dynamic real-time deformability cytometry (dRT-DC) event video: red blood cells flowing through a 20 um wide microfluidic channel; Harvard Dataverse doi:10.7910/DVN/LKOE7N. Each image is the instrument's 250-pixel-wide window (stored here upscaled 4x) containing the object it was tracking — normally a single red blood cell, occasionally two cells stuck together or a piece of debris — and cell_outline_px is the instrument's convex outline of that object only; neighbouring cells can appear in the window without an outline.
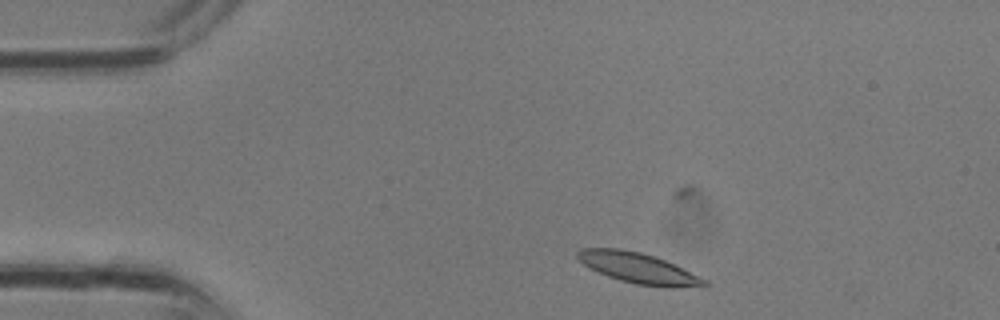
{"species": "common noctule bat (a hibernating species)", "species_latin": "Nyctalus noctula", "temperature_condition": "room temperature", "stored_images_in_passage": 28, "camera_frame_rate_fps": 3000, "um_per_image_px": 0.085, "animal": {"sex": "male", "body_mass_g": 13.3}, "frame": {"image": 1, "passage_image": 1, "time_ms": 0.0, "image_size_px": [1000, 320], "cell_outline_px": [[708, 288], [636, 284], [620, 280], [608, 276], [584, 264], [576, 256], [576, 252], [580, 248], [620, 248], [640, 252], [664, 260], [708, 280]], "centroid_in_image_um": [54.27, 22.78], "position_along_channel_um": 30.7, "area_um2": 22.08}}
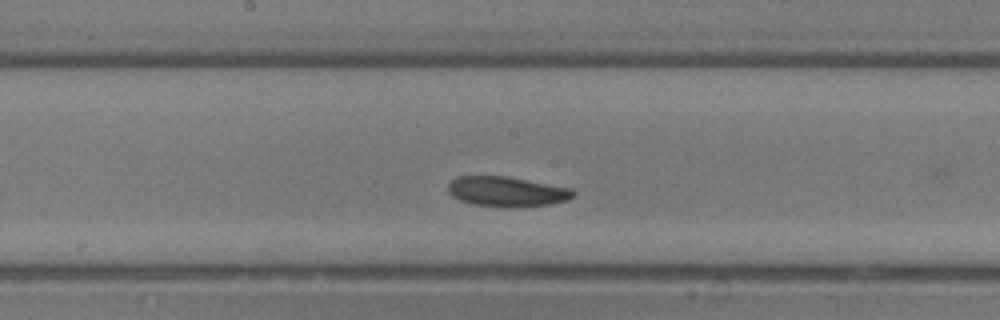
{"frame": {"image": 2, "passage_image": 12, "time_ms": 3.667, "image_size_px": [1000, 320], "cell_outline_px": [[576, 196], [568, 200], [548, 204], [516, 208], [508, 208], [472, 204], [460, 200], [452, 196], [448, 192], [448, 184], [452, 180], [460, 176], [508, 176], [572, 188], [576, 192]], "centroid_in_image_um": [43.11, 16.29], "position_along_channel_um": 205.1, "area_um2": 22.2}}
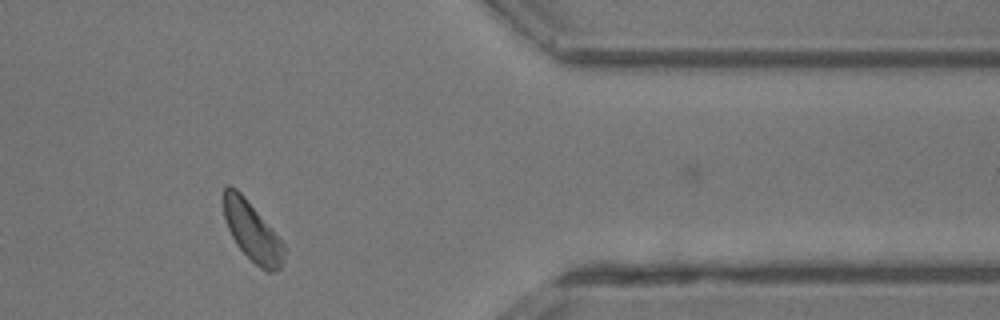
{"frame": {"image": 3, "passage_image": 22, "time_ms": 7.0, "image_size_px": [1000, 320], "cell_outline_px": [[284, 260], [280, 268], [272, 272], [268, 272], [260, 268], [236, 244], [224, 220], [224, 188], [228, 184], [232, 184], [244, 196], [284, 244]], "centroid_in_image_um": [21.42, 19.67], "position_along_channel_um": 390.0, "area_um2": 20.46}}